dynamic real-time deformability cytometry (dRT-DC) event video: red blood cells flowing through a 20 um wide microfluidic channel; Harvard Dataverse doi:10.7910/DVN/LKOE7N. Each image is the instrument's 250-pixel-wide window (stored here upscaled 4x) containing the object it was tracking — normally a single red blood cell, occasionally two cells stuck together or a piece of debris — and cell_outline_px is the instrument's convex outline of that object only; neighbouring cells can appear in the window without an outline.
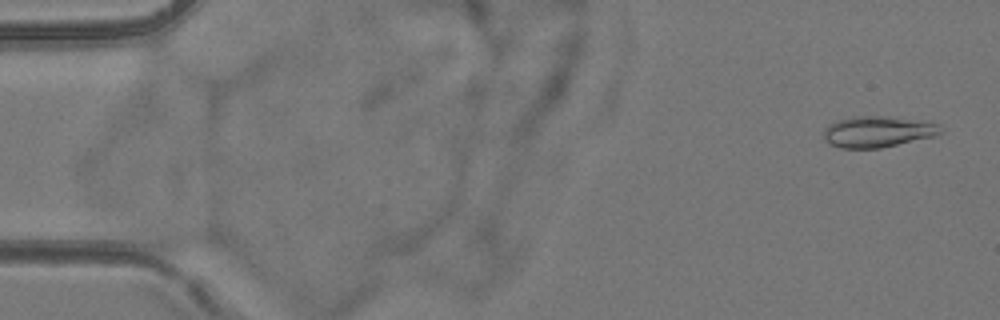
{"species": "common noctule bat (a hibernating species)", "species_latin": "Nyctalus noctula", "temperature_condition": "room temperature", "stored_images_in_passage": 5, "camera_frame_rate_fps": 3000, "um_per_image_px": 0.085, "animal": {"sex": "female", "body_mass_g": 24.6, "forearm_length_mm": 56.2}, "frame": {"image": 1, "passage_image": 1, "time_ms": 0.0, "image_size_px": [1000, 320], "cell_outline_px": [[940, 132], [936, 136], [880, 148], [840, 148], [828, 144], [824, 136], [824, 128], [828, 124], [836, 120], [852, 116], [888, 116], [932, 120], [940, 124]], "centroid_in_image_um": [74.64, 11.17], "position_along_channel_um": 10.4, "area_um2": 21.73}}